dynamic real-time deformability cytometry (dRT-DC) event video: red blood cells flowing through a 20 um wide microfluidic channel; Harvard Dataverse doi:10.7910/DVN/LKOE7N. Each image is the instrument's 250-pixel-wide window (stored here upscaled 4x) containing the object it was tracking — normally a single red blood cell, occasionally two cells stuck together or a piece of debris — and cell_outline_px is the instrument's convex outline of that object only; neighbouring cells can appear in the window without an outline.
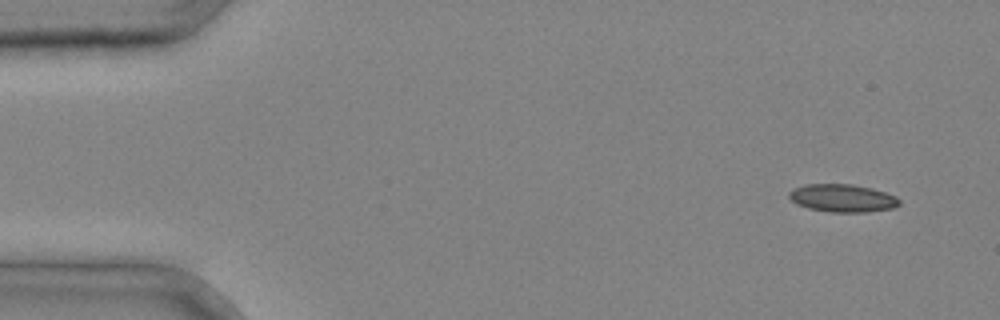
{"species": "common noctule bat (a hibernating species)", "species_latin": "Nyctalus noctula", "temperature_condition": "cold", "stored_images_in_passage": 3, "segment_of_instrument_passage": [2, 2], "camera_frame_rate_fps": 3000, "um_per_image_px": 0.085, "animal": {"sex": "male", "body_mass_g": 20.4}, "frame": {"image": 1, "passage_image": 3, "time_ms": 0.667, "image_size_px": [1000, 320], "cell_outline_px": [[900, 204], [892, 208], [864, 212], [828, 212], [808, 208], [796, 204], [788, 196], [788, 192], [792, 188], [804, 184], [852, 184], [872, 188], [896, 196], [900, 200]], "centroid_in_image_um": [71.57, 16.83], "position_along_channel_um": 13.4, "area_um2": 17.98}}